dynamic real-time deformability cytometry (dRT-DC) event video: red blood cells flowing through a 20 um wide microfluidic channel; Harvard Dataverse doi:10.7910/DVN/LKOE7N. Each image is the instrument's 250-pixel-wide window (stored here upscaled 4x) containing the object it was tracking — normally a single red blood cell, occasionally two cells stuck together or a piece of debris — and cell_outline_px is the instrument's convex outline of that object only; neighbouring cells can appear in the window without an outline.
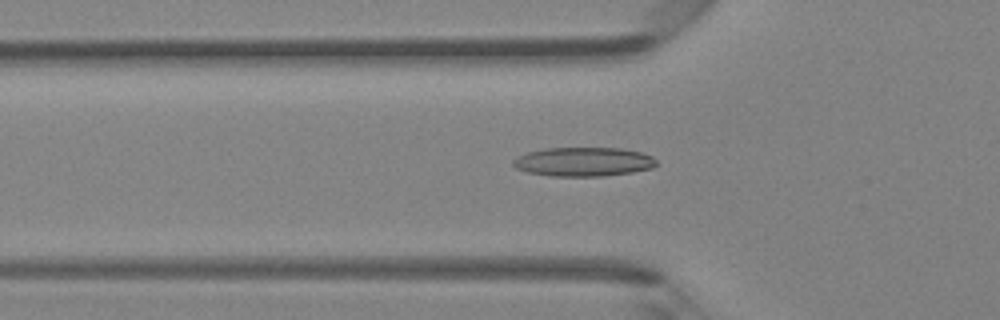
{"species": "Egyptian fruit bat (a non-hibernating species)", "species_latin": "Rousettus aegyptiacus", "temperature_condition": "room temperature", "stored_images_in_passage": 47, "camera_frame_rate_fps": 3000, "um_per_image_px": 0.085, "animal": {"sex": "female"}, "frame": {"image": 1, "passage_image": 16, "time_ms": 5.0, "image_size_px": [1000, 320], "cell_outline_px": [[656, 164], [652, 168], [632, 172], [604, 176], [552, 176], [528, 172], [516, 168], [512, 164], [512, 160], [516, 156], [528, 152], [544, 148], [624, 148], [640, 152], [652, 156], [656, 160]], "centroid_in_image_um": [49.58, 13.74], "position_along_channel_um": 76.2, "area_um2": 24.33}}
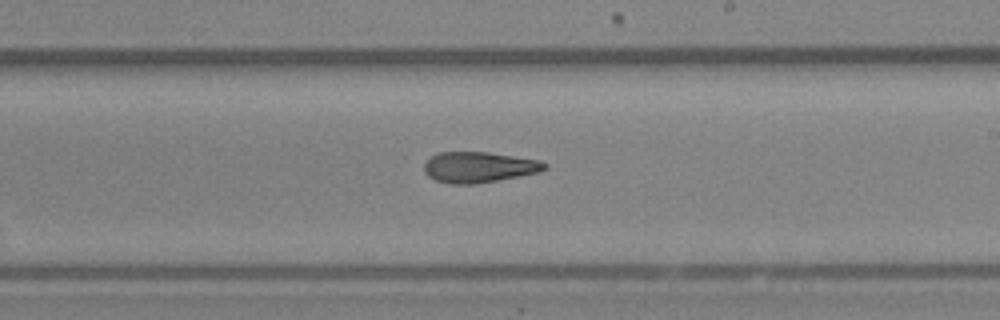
{"frame": {"image": 2, "passage_image": 28, "time_ms": 9.0, "image_size_px": [1000, 320], "cell_outline_px": [[548, 168], [540, 172], [520, 176], [472, 184], [448, 184], [436, 180], [428, 176], [424, 172], [424, 164], [432, 156], [440, 152], [488, 152], [540, 160], [548, 164]], "centroid_in_image_um": [40.73, 14.21], "position_along_channel_um": 248.3, "area_um2": 21.56}}
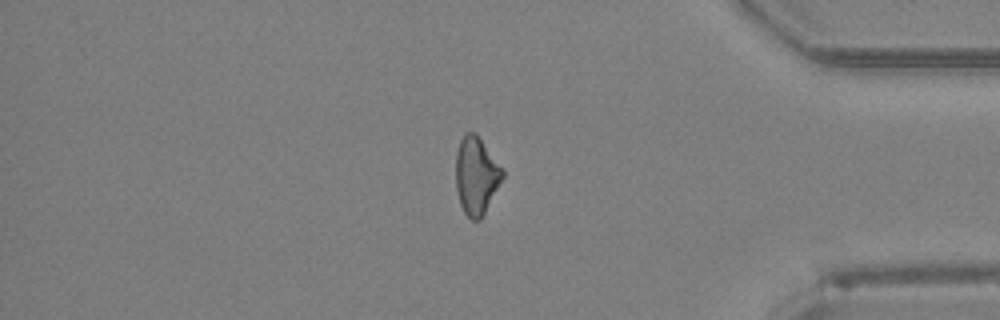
{"frame": {"image": 3, "passage_image": 40, "time_ms": 13.0, "image_size_px": [1000, 320], "cell_outline_px": [[504, 176], [480, 220], [472, 220], [464, 212], [460, 204], [456, 188], [456, 152], [460, 140], [464, 132], [472, 132], [480, 140], [504, 168]], "centroid_in_image_um": [40.47, 14.93], "position_along_channel_um": 394.7, "area_um2": 20.87}, "authors_computed_cell_mechanics": {"area_um2": 22.0796, "velocity_mm_per_s": 4.3072, "shape_relaxation_time_tau1_ms": null, "shape_relaxation_time_tau2_ms": 4.8671, "deformation_change_tau1": null, "deformation_change_tau2": 0.1553}}